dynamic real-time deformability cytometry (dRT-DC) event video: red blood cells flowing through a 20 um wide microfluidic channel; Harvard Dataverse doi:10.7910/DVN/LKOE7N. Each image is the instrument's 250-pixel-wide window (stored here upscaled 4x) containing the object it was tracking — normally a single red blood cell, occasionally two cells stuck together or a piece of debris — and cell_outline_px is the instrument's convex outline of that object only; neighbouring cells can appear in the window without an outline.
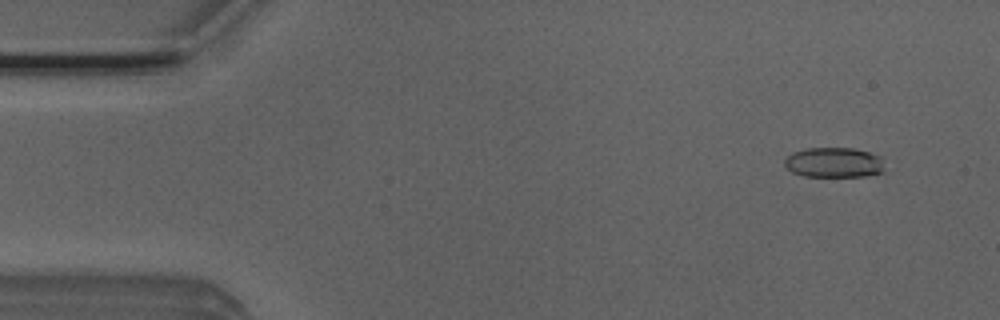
{"species": "Egyptian fruit bat (a non-hibernating species)", "species_latin": "Rousettus aegyptiacus", "temperature_condition": "room temperature", "stored_images_in_passage": 5, "camera_frame_rate_fps": 3000, "um_per_image_px": 0.085, "animal": {"sex": "male"}, "frame": {"image": 1, "passage_image": 2, "time_ms": 0.333, "image_size_px": [1000, 320], "cell_outline_px": [[884, 172], [864, 176], [804, 176], [792, 172], [784, 164], [784, 160], [792, 152], [808, 148], [856, 148], [880, 156]], "centroid_in_image_um": [70.88, 13.81], "position_along_channel_um": 14.1, "area_um2": 17.46}}
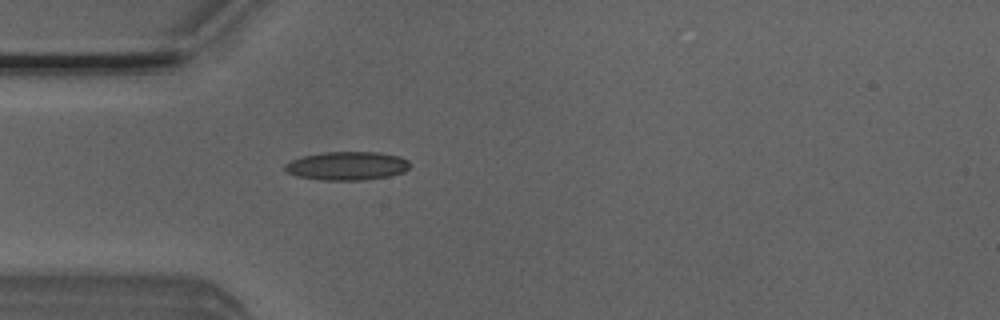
{"frame": {"image": 2, "passage_image": 5, "time_ms": 1.333, "image_size_px": [1000, 320], "cell_outline_px": [[408, 168], [404, 172], [388, 176], [364, 180], [324, 180], [296, 176], [288, 172], [284, 168], [284, 164], [292, 160], [304, 156], [324, 152], [380, 152], [400, 156], [408, 160]], "centroid_in_image_um": [29.51, 14.09], "position_along_channel_um": 55.5, "area_um2": 20.69}}